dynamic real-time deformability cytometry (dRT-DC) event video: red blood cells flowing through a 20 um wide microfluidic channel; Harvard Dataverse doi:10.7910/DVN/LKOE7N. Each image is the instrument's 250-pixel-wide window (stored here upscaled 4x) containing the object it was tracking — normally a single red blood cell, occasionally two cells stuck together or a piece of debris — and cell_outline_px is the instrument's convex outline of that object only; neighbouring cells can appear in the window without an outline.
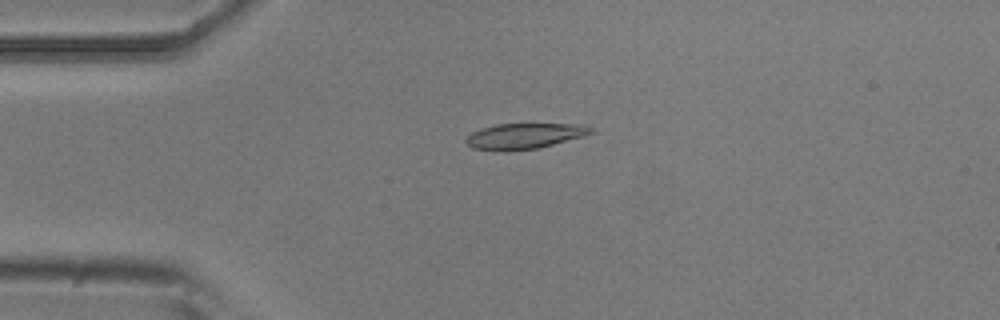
{"species": "common noctule bat (a hibernating species)", "species_latin": "Nyctalus noctula", "temperature_condition": "room temperature", "stored_images_in_passage": 3, "camera_frame_rate_fps": 3000, "um_per_image_px": 0.085, "animal": {"sex": "male", "body_mass_g": 20.5, "forearm_length_mm": 52.5}, "frame": {"image": 1, "passage_image": 3, "time_ms": 2.333, "image_size_px": [1000, 320], "cell_outline_px": [[596, 132], [584, 136], [540, 148], [508, 152], [504, 152], [472, 148], [464, 140], [472, 132], [480, 128], [496, 124], [588, 124]], "centroid_in_image_um": [44.6, 11.57], "position_along_channel_um": 40.4, "area_um2": 19.07}}